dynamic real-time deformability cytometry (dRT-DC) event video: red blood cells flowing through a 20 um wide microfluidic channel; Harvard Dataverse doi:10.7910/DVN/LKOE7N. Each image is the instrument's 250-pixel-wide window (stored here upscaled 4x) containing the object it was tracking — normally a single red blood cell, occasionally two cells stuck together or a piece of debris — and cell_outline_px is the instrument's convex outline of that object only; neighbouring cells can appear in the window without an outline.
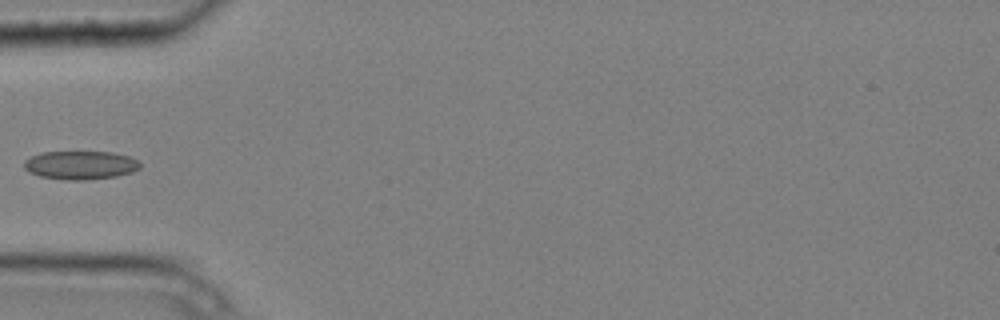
{"species": "common noctule bat (a hibernating species)", "species_latin": "Nyctalus noctula", "temperature_condition": "cold", "stored_images_in_passage": 4, "camera_frame_rate_fps": 3000, "um_per_image_px": 0.085, "animal": {"sex": "male", "body_mass_g": 20.4}, "frame": {"image": 1, "passage_image": 4, "time_ms": 1.0, "image_size_px": [1000, 320], "cell_outline_px": [[140, 168], [132, 172], [116, 176], [84, 180], [68, 180], [40, 176], [28, 172], [24, 168], [24, 160], [40, 152], [112, 152], [128, 156], [136, 160], [140, 164]], "centroid_in_image_um": [6.81, 14.03], "position_along_channel_um": 78.2, "area_um2": 19.19}}